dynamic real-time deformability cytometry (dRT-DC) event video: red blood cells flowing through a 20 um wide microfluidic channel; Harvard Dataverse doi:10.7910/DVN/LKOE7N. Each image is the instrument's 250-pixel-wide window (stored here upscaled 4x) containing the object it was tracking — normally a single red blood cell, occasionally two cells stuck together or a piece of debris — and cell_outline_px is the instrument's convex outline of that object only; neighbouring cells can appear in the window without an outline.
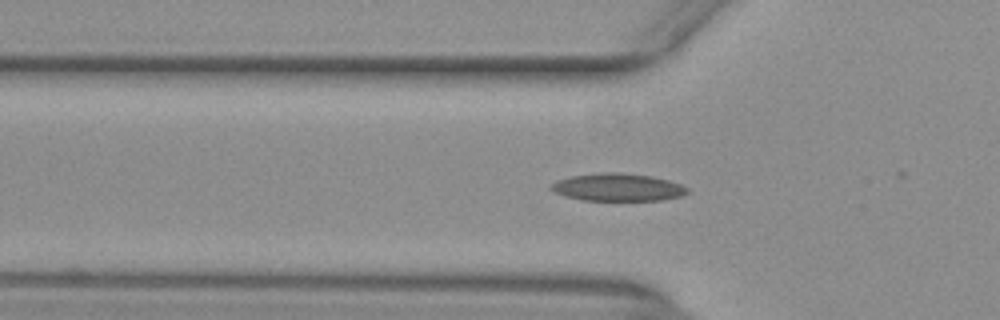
{"species": "common noctule bat (a hibernating species)", "species_latin": "Nyctalus noctula", "temperature_condition": "warm", "stored_images_in_passage": 15, "camera_frame_rate_fps": 3000, "um_per_image_px": 0.085, "animal": {"sex": "female", "body_mass_g": 29.2, "forearm_length_mm": 56.3}, "frame": {"image": 1, "passage_image": 5, "time_ms": 1.333, "image_size_px": [1000, 320], "cell_outline_px": [[688, 192], [680, 196], [660, 200], [584, 200], [552, 192], [548, 188], [556, 180], [572, 176], [600, 172], [620, 172], [652, 176], [668, 180], [680, 184], [688, 188]], "centroid_in_image_um": [52.48, 15.9], "position_along_channel_um": 73.3, "area_um2": 21.85}}
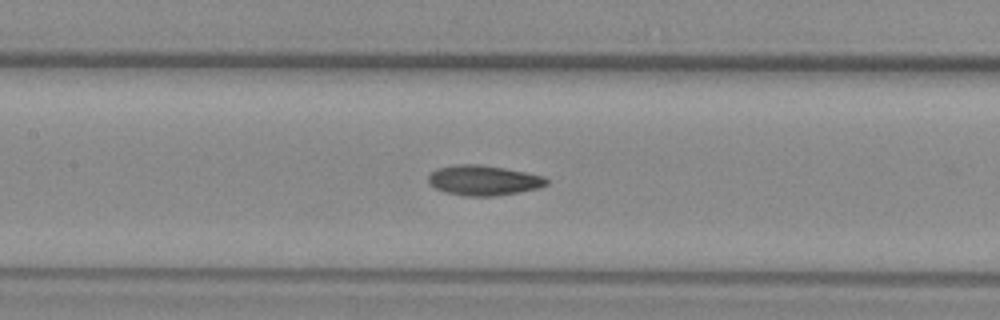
{"frame": {"image": 2, "passage_image": 12, "time_ms": 3.667, "image_size_px": [1000, 320], "cell_outline_px": [[548, 184], [540, 188], [520, 192], [496, 196], [464, 196], [444, 192], [428, 184], [428, 176], [436, 168], [456, 164], [480, 164], [504, 168], [544, 176], [548, 180]], "centroid_in_image_um": [41.09, 15.33], "position_along_channel_um": 166.3, "area_um2": 20.92}}
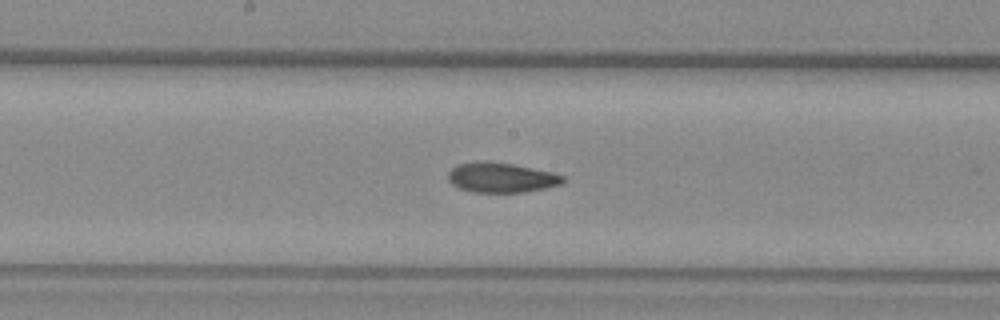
{"frame": {"image": 3, "passage_image": 15, "time_ms": 4.667, "image_size_px": [1000, 320], "cell_outline_px": [[564, 184], [524, 192], [472, 192], [460, 188], [452, 184], [448, 180], [448, 172], [456, 164], [476, 160], [484, 160], [512, 164], [552, 172], [564, 176]], "centroid_in_image_um": [42.58, 15.08], "position_along_channel_um": 205.6, "area_um2": 20.17}}